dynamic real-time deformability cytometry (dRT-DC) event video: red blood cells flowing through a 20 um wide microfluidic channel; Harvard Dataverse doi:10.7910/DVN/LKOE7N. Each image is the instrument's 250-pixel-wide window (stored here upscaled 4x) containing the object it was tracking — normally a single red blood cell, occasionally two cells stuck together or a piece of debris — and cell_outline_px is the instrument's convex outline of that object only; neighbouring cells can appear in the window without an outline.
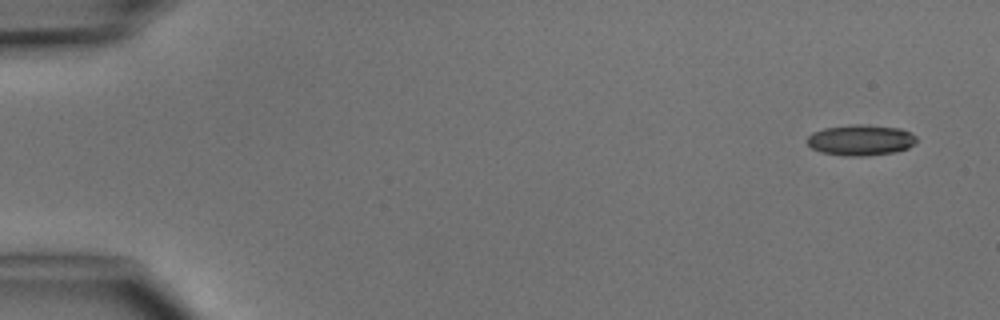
{"species": "common noctule bat (a hibernating species)", "species_latin": "Nyctalus noctula", "temperature_condition": "cold", "stored_images_in_passage": 3, "camera_frame_rate_fps": 3000, "um_per_image_px": 0.085, "animal": {"sex": "male", "body_mass_g": 15.6}, "frame": {"image": 1, "passage_image": 1, "time_ms": 0.0, "image_size_px": [1000, 320], "cell_outline_px": [[916, 140], [908, 148], [896, 152], [864, 156], [844, 156], [820, 152], [812, 148], [804, 140], [812, 132], [824, 128], [852, 124], [860, 124], [900, 128], [916, 136]], "centroid_in_image_um": [73.1, 11.91], "position_along_channel_um": 11.9, "area_um2": 19.71}}